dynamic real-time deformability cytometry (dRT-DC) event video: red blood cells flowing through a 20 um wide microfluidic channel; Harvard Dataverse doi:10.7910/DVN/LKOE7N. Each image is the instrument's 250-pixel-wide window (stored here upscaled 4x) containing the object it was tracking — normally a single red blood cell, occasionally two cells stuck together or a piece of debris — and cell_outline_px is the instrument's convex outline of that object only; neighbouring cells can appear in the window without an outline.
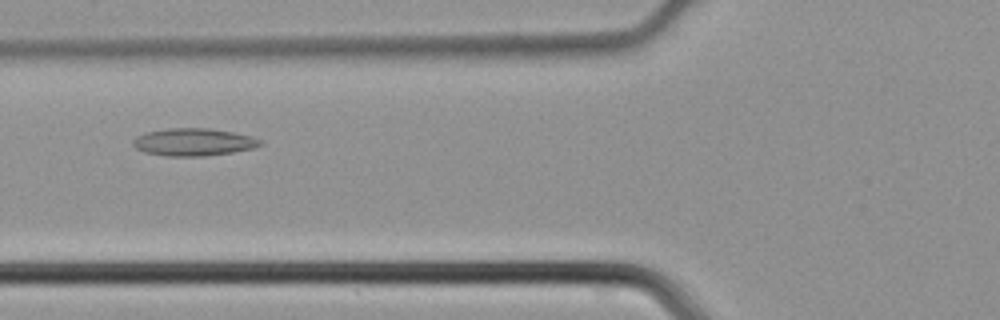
{"species": "common noctule bat (a hibernating species)", "species_latin": "Nyctalus noctula", "temperature_condition": "cold", "stored_images_in_passage": 36, "camera_frame_rate_fps": 3000, "um_per_image_px": 0.085, "animal": {"sex": "male", "body_mass_g": 21.5, "forearm_length_mm": 52.0}, "frame": {"image": 1, "passage_image": 8, "time_ms": 2.333, "image_size_px": [1000, 320], "cell_outline_px": [[264, 144], [256, 148], [232, 152], [204, 156], [168, 156], [144, 152], [136, 148], [132, 144], [132, 140], [136, 136], [148, 132], [168, 128], [208, 128], [232, 132], [252, 136], [260, 140]], "centroid_in_image_um": [16.46, 12.08], "position_along_channel_um": 109.3, "area_um2": 20.4}}
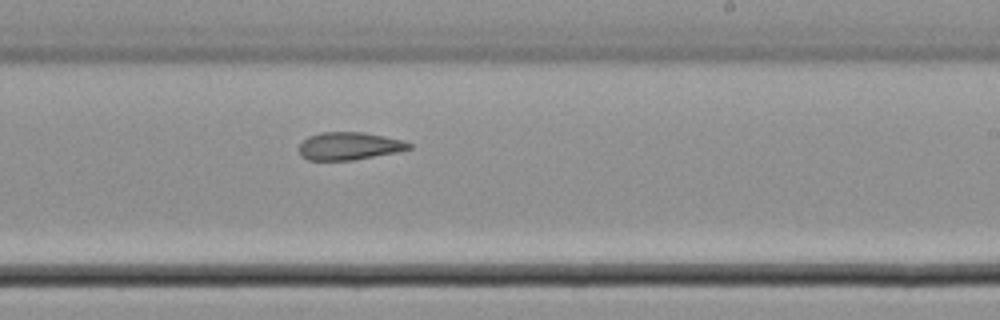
{"frame": {"image": 2, "passage_image": 18, "time_ms": 5.667, "image_size_px": [1000, 320], "cell_outline_px": [[412, 148], [396, 152], [352, 160], [308, 160], [300, 156], [300, 144], [308, 136], [320, 132], [364, 132], [404, 140], [412, 144]], "centroid_in_image_um": [29.68, 12.4], "position_along_channel_um": 259.3, "area_um2": 17.74}}
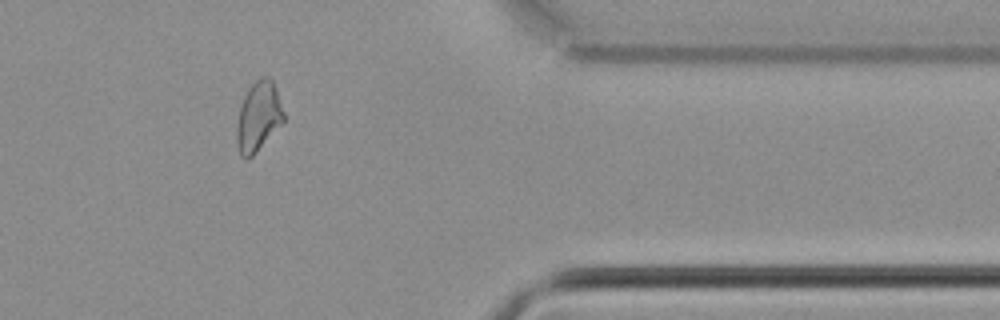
{"frame": {"image": 3, "passage_image": 28, "time_ms": 9.0, "image_size_px": [1000, 320], "cell_outline_px": [[284, 120], [256, 152], [252, 156], [244, 160], [240, 156], [236, 140], [236, 128], [240, 108], [244, 96], [248, 88], [260, 76], [268, 76], [272, 80], [276, 88], [284, 112]], "centroid_in_image_um": [21.95, 9.9], "position_along_channel_um": 389.5, "area_um2": 18.96}}